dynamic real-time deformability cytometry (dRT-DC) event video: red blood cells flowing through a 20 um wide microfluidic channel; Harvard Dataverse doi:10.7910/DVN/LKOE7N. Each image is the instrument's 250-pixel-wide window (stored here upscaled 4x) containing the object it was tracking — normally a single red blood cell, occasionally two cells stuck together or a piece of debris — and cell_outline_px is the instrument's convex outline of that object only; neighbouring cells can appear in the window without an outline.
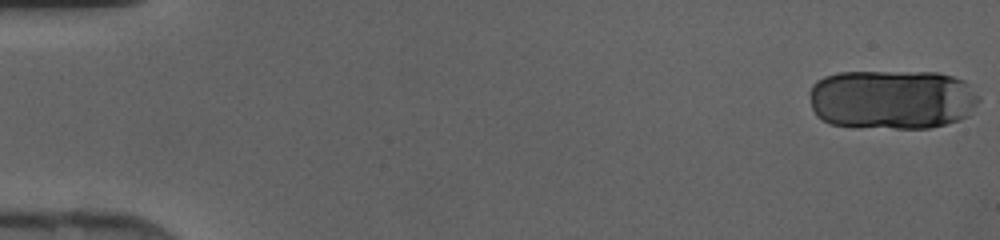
{"species": "human", "species_latin": "Homo sapiens", "temperature_condition": "cold", "stored_images_in_passage": 45, "segment_of_instrument_passage": [1, 2], "camera_frame_rate_fps": 3000, "um_per_image_px": 0.085, "donor": {"sex": "female"}, "frame": {"image": 1, "passage_image": 1, "time_ms": 0.0, "image_size_px": [1000, 240], "cell_outline_px": [[980, 100], [968, 116], [960, 120], [928, 128], [852, 128], [832, 124], [816, 116], [812, 108], [808, 96], [808, 92], [812, 84], [816, 80], [824, 76], [836, 72], [936, 72], [952, 76], [964, 80], [980, 96]], "centroid_in_image_um": [75.79, 8.45], "position_along_channel_um": 9.2, "area_um2": 60.05}}